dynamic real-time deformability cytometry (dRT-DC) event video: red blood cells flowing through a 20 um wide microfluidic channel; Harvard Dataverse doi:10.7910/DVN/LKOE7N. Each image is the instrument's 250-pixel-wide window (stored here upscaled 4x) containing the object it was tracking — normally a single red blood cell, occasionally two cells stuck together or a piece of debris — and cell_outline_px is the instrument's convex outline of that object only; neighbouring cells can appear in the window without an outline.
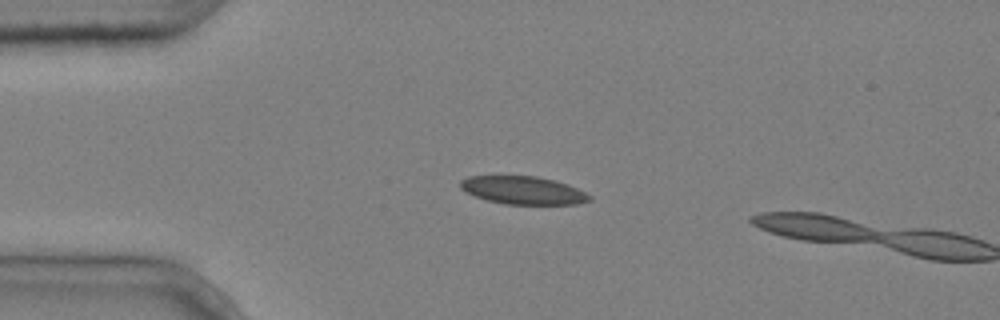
{"species": "common noctule bat (a hibernating species)", "species_latin": "Nyctalus noctula", "temperature_condition": "cold", "stored_images_in_passage": 4, "camera_frame_rate_fps": 3000, "um_per_image_px": 0.085, "animal": {"sex": "male", "body_mass_g": 20.4}, "frame": {"image": 1, "passage_image": 3, "time_ms": 0.667, "image_size_px": [1000, 320], "cell_outline_px": [[592, 200], [576, 204], [504, 204], [488, 200], [476, 196], [460, 188], [460, 180], [468, 176], [536, 176], [568, 184], [592, 196]], "centroid_in_image_um": [44.47, 16.17], "position_along_channel_um": 40.5, "area_um2": 20.87}}